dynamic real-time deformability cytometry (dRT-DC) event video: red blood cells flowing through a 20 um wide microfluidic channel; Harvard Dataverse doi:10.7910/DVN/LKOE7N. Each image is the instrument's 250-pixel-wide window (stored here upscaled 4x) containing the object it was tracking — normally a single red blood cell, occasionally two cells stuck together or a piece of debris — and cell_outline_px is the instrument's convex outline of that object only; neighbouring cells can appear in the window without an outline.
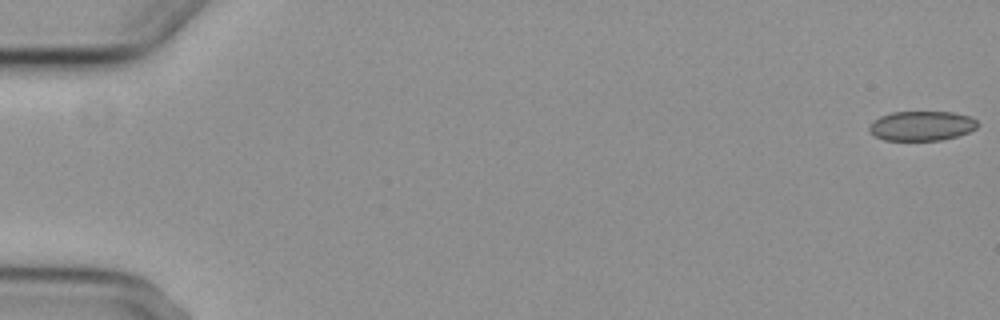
{"species": "common noctule bat (a hibernating species)", "species_latin": "Nyctalus noctula", "temperature_condition": "cold", "stored_images_in_passage": 8, "camera_frame_rate_fps": 3000, "um_per_image_px": 0.085, "animal": {"sex": "female", "body_mass_g": 29.2, "forearm_length_mm": 56.3}, "frame": {"image": 1, "passage_image": 1, "time_ms": 0.0, "image_size_px": [1000, 320], "cell_outline_px": [[980, 124], [976, 128], [968, 132], [956, 136], [940, 140], [884, 140], [876, 136], [868, 128], [880, 116], [892, 112], [952, 112], [972, 116]], "centroid_in_image_um": [78.4, 10.69], "position_along_channel_um": 6.6, "area_um2": 18.55}}
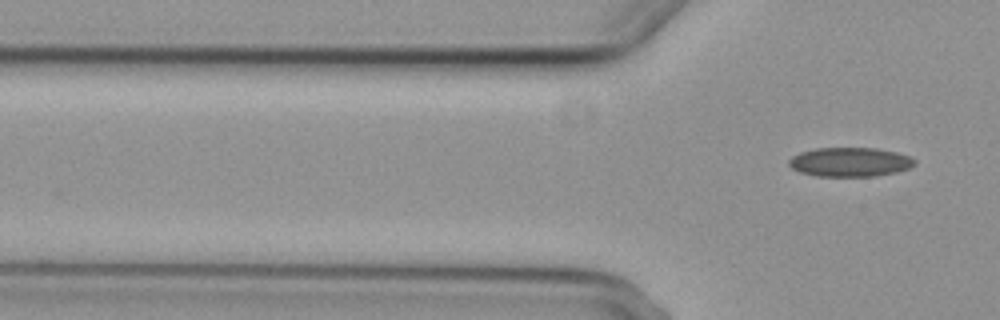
{"frame": {"image": 2, "passage_image": 8, "time_ms": 9.0, "image_size_px": [1000, 320], "cell_outline_px": [[916, 164], [908, 168], [896, 172], [876, 176], [816, 176], [800, 172], [792, 168], [788, 164], [788, 160], [792, 156], [800, 152], [816, 148], [876, 148], [896, 152], [908, 156], [916, 160]], "centroid_in_image_um": [72.23, 13.77], "position_along_channel_um": 53.6, "area_um2": 21.39}}